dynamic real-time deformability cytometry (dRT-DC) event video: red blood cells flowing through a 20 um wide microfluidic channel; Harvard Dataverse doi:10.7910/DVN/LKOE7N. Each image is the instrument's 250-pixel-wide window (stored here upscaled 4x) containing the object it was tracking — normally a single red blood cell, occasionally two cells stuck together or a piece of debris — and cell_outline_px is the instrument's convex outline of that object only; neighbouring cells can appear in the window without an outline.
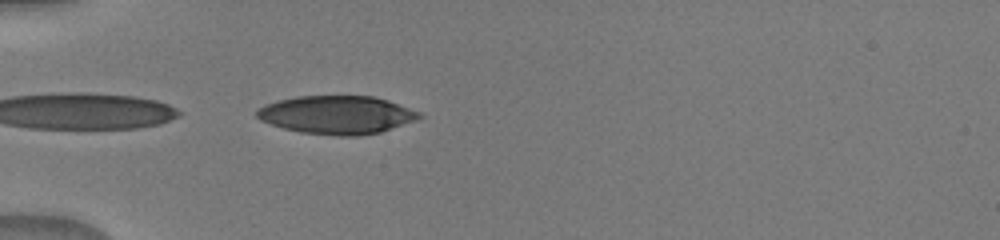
{"species": "human", "species_latin": "Homo sapiens", "temperature_condition": "warm", "stored_images_in_passage": 35, "camera_frame_rate_fps": 3000, "um_per_image_px": 0.085, "donor": {"sex": "male"}, "frame": {"image": 1, "passage_image": 1, "time_ms": 0.0, "image_size_px": [1000, 240], "cell_outline_px": [[424, 116], [416, 120], [380, 132], [356, 136], [336, 136], [300, 132], [284, 128], [260, 120], [256, 116], [256, 108], [264, 104], [276, 100], [296, 96], [372, 96], [388, 100], [420, 112]], "centroid_in_image_um": [28.6, 9.75], "position_along_channel_um": 56.4, "area_um2": 36.3}}
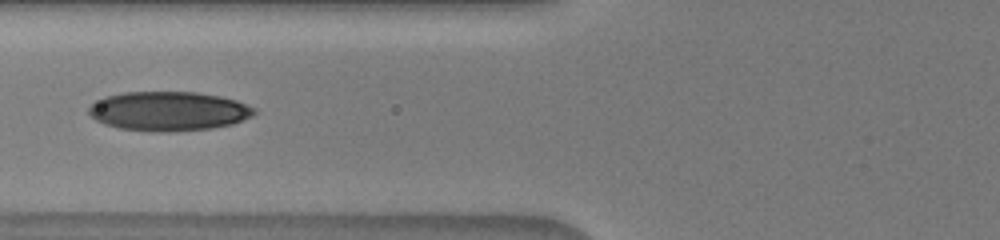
{"frame": {"image": 2, "passage_image": 6, "time_ms": 1.667, "image_size_px": [1000, 240], "cell_outline_px": [[256, 112], [252, 116], [232, 124], [212, 128], [168, 132], [120, 128], [104, 124], [96, 120], [88, 112], [88, 108], [92, 104], [104, 96], [124, 92], [196, 92], [220, 96], [236, 100], [256, 108]], "centroid_in_image_um": [14.34, 9.44], "position_along_channel_um": 111.5, "area_um2": 37.74}}